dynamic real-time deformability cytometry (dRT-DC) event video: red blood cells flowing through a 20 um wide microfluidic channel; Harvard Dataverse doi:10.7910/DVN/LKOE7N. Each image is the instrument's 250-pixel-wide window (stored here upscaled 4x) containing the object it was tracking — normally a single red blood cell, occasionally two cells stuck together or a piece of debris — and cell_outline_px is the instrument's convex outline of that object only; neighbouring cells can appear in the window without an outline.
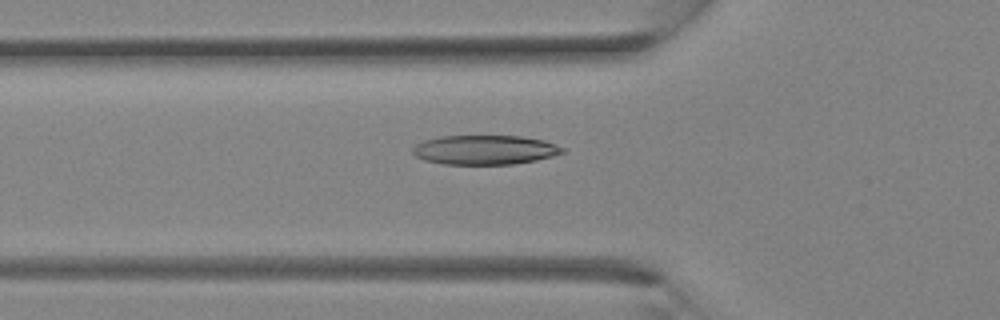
{"species": "Egyptian fruit bat (a non-hibernating species)", "species_latin": "Rousettus aegyptiacus", "temperature_condition": "room temperature", "stored_images_in_passage": 35, "camera_frame_rate_fps": 3000, "um_per_image_px": 0.085, "animal": {"sex": "female"}, "frame": {"image": 1, "passage_image": 12, "time_ms": 3.667, "image_size_px": [1000, 320], "cell_outline_px": [[564, 152], [552, 156], [536, 160], [512, 164], [444, 164], [424, 160], [416, 156], [412, 152], [412, 148], [416, 144], [424, 140], [440, 136], [520, 136], [544, 140], [564, 148]], "centroid_in_image_um": [41.18, 12.73], "position_along_channel_um": 84.6, "area_um2": 25.55}}
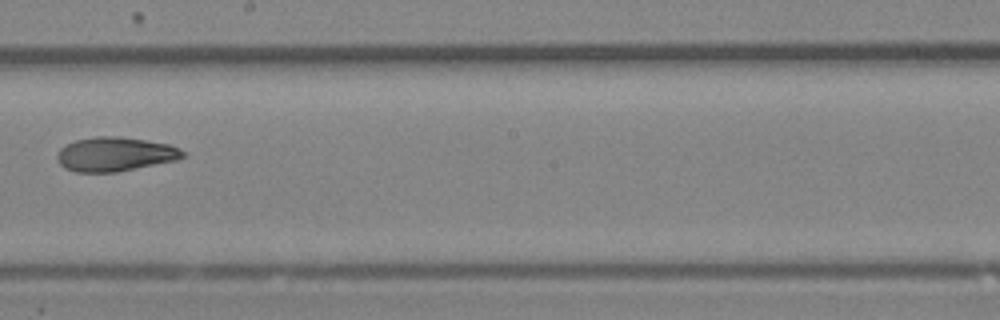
{"frame": {"image": 2, "passage_image": 20, "time_ms": 6.333, "image_size_px": [1000, 320], "cell_outline_px": [[188, 156], [176, 160], [116, 172], [76, 172], [64, 168], [60, 164], [56, 156], [60, 148], [76, 140], [96, 136], [116, 136], [144, 140], [168, 144], [180, 148]], "centroid_in_image_um": [9.78, 13.11], "position_along_channel_um": 238.4, "area_um2": 24.91}}
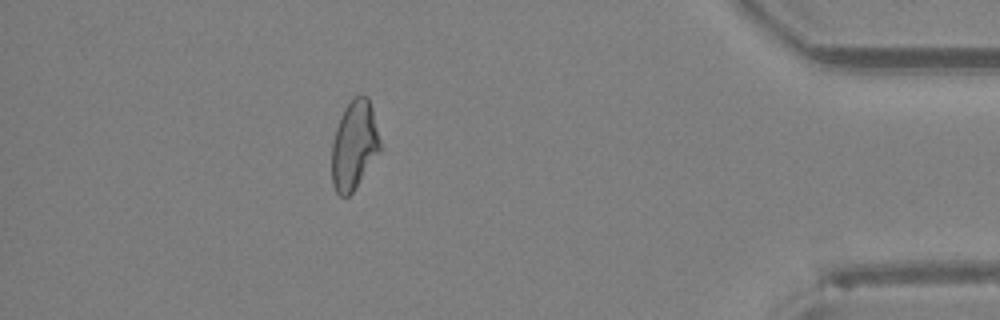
{"frame": {"image": 3, "passage_image": 31, "time_ms": 10.0, "image_size_px": [1000, 320], "cell_outline_px": [[380, 152], [352, 192], [348, 196], [340, 196], [336, 192], [332, 184], [332, 140], [340, 116], [344, 108], [352, 96], [368, 96], [372, 108], [380, 140]], "centroid_in_image_um": [30.09, 12.32], "position_along_channel_um": 405.1, "area_um2": 25.03}}